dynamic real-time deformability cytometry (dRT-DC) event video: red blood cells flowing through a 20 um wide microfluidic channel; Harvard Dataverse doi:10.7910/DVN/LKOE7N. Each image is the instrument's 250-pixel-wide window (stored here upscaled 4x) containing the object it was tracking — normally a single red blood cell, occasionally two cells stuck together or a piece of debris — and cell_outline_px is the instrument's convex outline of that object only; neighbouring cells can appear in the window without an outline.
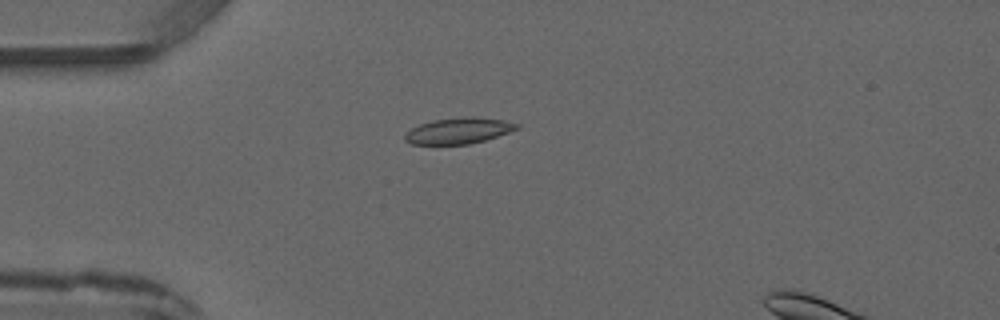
{"species": "common noctule bat (a hibernating species)", "species_latin": "Nyctalus noctula", "temperature_condition": "warm", "stored_images_in_passage": 5, "camera_frame_rate_fps": 3000, "um_per_image_px": 0.085, "animal": {"sex": "male", "forearm_length_mm": 52.5}, "frame": {"image": 1, "passage_image": 4, "time_ms": 3.333, "image_size_px": [1000, 320], "cell_outline_px": [[520, 128], [484, 140], [468, 144], [412, 144], [404, 140], [404, 136], [412, 128], [420, 124], [432, 120], [464, 116], [472, 116], [504, 120], [520, 124]], "centroid_in_image_um": [38.99, 11.1], "position_along_channel_um": 46.0, "area_um2": 16.88}}